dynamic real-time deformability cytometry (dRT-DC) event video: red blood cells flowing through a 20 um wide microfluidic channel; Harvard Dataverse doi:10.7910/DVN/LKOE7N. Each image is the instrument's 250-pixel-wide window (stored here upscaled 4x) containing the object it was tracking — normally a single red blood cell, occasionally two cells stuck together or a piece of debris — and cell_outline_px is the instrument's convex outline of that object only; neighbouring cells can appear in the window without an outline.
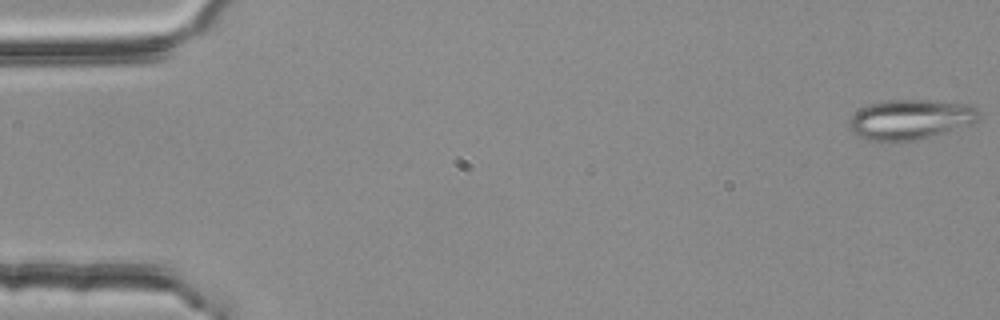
{"species": "common noctule bat (a hibernating species)", "species_latin": "Nyctalus noctula", "temperature_condition": "room temperature", "stored_images_in_passage": 55, "camera_frame_rate_fps": 3000, "um_per_image_px": 0.085, "animal": {"sex": "female", "body_mass_g": 25.1}, "frame": {"image": 1, "passage_image": 1, "time_ms": 0.0, "image_size_px": [1000, 320], "cell_outline_px": [[980, 116], [972, 124], [928, 136], [912, 140], [892, 144], [868, 140], [856, 136], [852, 132], [848, 124], [848, 120], [860, 108], [868, 104], [884, 100], [932, 100], [968, 104], [976, 108]], "centroid_in_image_um": [77.3, 10.16], "position_along_channel_um": 7.7, "area_um2": 30.52}}
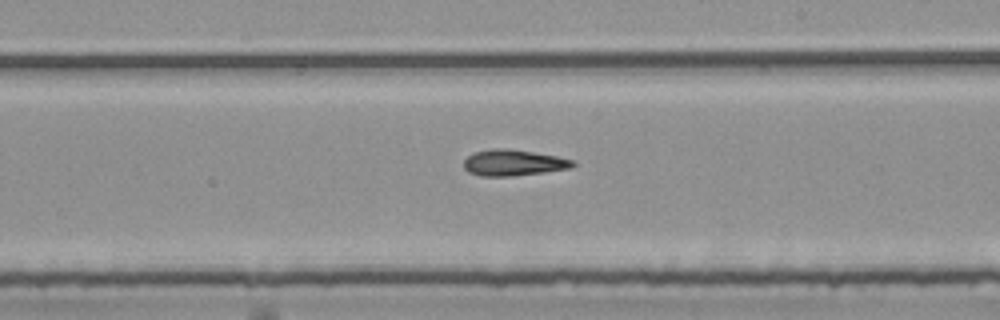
{"frame": {"image": 2, "passage_image": 32, "time_ms": 10.333, "image_size_px": [1000, 320], "cell_outline_px": [[576, 164], [572, 168], [544, 172], [512, 176], [480, 176], [468, 172], [464, 168], [464, 160], [472, 152], [492, 148], [508, 148], [556, 156], [576, 160]], "centroid_in_image_um": [43.64, 13.83], "position_along_channel_um": 245.4, "area_um2": 16.76}}
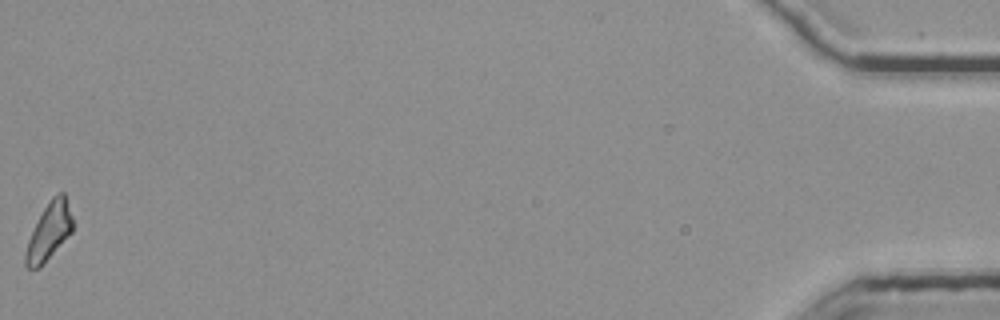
{"frame": {"image": 3, "passage_image": 55, "time_ms": 18.0, "image_size_px": [1000, 320], "cell_outline_px": [[72, 232], [40, 268], [28, 268], [24, 264], [24, 256], [28, 240], [44, 208], [52, 196], [56, 192], [64, 192], [72, 216]], "centroid_in_image_um": [4.17, 19.68], "position_along_channel_um": 431.0, "area_um2": 15.49}, "authors_computed_cell_mechanics": {"area_um2": 16.5308, "velocity_mm_per_s": 3.7533, "shape_relaxation_time_tau1_ms": 8.886, "shape_relaxation_time_tau2_ms": 7.4509, "deformation_change_tau1": 0.2094, "deformation_change_tau2": 0.1989}}